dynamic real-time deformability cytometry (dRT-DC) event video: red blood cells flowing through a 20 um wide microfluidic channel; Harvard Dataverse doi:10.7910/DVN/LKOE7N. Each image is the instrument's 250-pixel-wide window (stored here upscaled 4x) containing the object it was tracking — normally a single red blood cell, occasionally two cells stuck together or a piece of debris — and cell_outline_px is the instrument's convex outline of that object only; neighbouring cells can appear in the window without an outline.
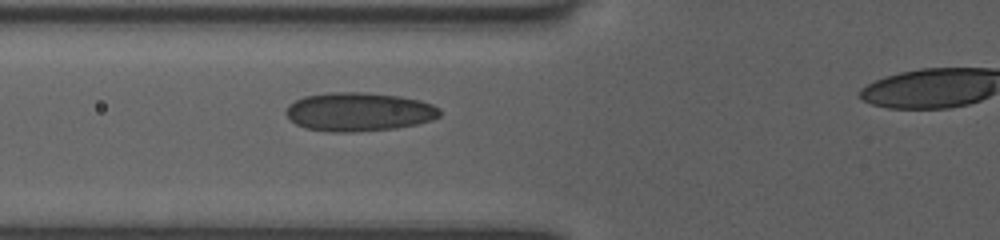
{"species": "human", "species_latin": "Homo sapiens", "temperature_condition": "room temperature", "stored_images_in_passage": 11, "segment_of_instrument_passage": [1, 2], "camera_frame_rate_fps": 3000, "um_per_image_px": 0.085, "donor": {"sex": "female"}, "frame": {"image": 1, "passage_image": 10, "time_ms": 4.333, "image_size_px": [1000, 240], "cell_outline_px": [[440, 116], [432, 120], [416, 124], [396, 128], [356, 132], [328, 132], [304, 128], [288, 120], [284, 112], [288, 104], [304, 96], [328, 92], [364, 92], [400, 96], [420, 100], [432, 104], [440, 108]], "centroid_in_image_um": [30.47, 9.51], "position_along_channel_um": 95.3, "area_um2": 35.14}}